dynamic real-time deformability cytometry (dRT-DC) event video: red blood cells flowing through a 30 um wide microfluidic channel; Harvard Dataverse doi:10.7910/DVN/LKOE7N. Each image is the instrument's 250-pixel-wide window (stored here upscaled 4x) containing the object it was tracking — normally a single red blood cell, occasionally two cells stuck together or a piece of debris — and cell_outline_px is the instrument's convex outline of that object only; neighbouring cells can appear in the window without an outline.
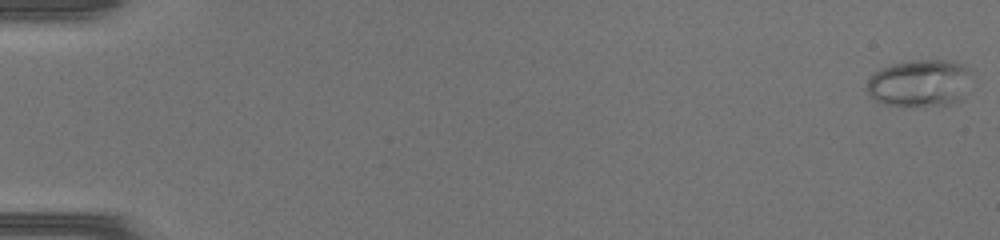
{"species": "common noctule bat (a hibernating species)", "species_latin": "Nyctalus noctula", "temperature_condition": "warm", "stored_images_in_passage": 48, "camera_frame_rate_fps": 3000, "um_per_image_px": 0.085, "animal": {"sex": "female", "body_mass_g": 17.0, "forearm_length_mm": 48.0}, "frame": {"image": 1, "passage_image": 1, "time_ms": 0.0, "image_size_px": [1000, 240], "cell_outline_px": [[972, 72], [964, 96], [956, 104], [884, 104], [876, 100], [864, 88], [868, 80], [880, 68], [892, 64], [912, 60], [952, 60], [964, 64]], "centroid_in_image_um": [78.21, 7.03], "position_along_channel_um": 6.8, "area_um2": 28.61}}
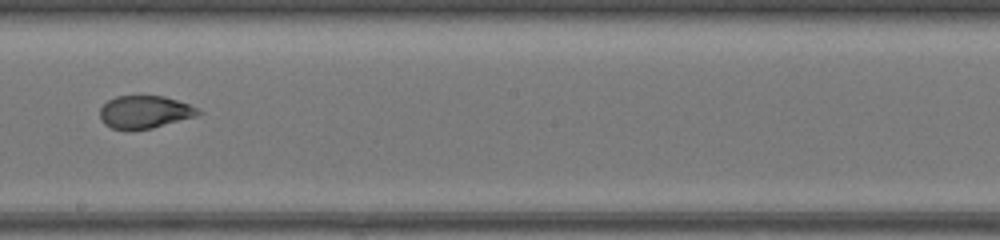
{"frame": {"image": 2, "passage_image": 29, "time_ms": 9.333, "image_size_px": [1000, 240], "cell_outline_px": [[204, 112], [196, 116], [152, 128], [112, 128], [104, 124], [100, 120], [100, 108], [108, 100], [116, 96], [164, 96], [188, 104]], "centroid_in_image_um": [12.29, 9.5], "position_along_channel_um": 235.9, "area_um2": 18.38}}
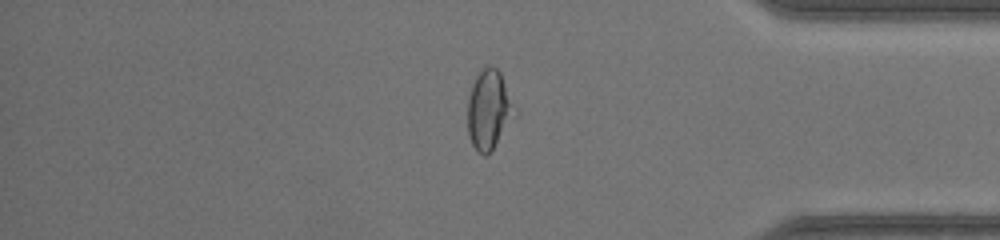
{"frame": {"image": 3, "passage_image": 41, "time_ms": 13.333, "image_size_px": [1000, 240], "cell_outline_px": [[516, 116], [492, 152], [484, 156], [472, 144], [468, 136], [468, 96], [472, 84], [476, 76], [484, 68], [496, 68], [500, 72], [516, 108]], "centroid_in_image_um": [41.58, 9.38], "position_along_channel_um": 393.6, "area_um2": 21.79}}